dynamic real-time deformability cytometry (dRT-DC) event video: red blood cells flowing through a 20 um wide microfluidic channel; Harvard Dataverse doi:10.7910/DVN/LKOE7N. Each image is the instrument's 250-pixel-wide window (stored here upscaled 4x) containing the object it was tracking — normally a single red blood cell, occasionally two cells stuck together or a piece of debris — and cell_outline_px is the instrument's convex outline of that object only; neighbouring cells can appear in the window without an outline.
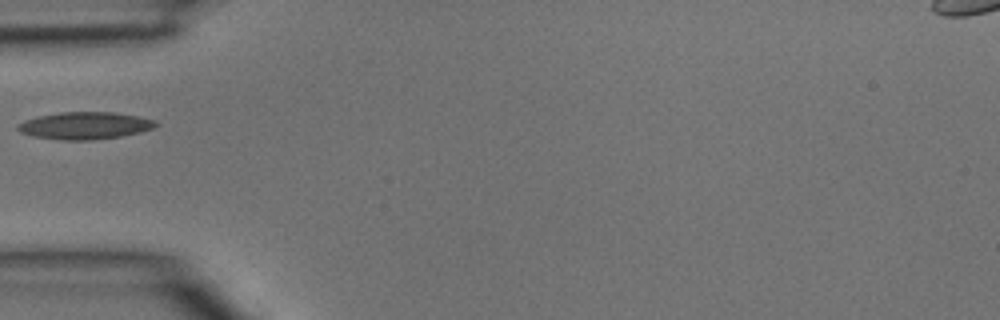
{"species": "common noctule bat (a hibernating species)", "species_latin": "Nyctalus noctula", "temperature_condition": "room temperature", "stored_images_in_passage": 1, "camera_frame_rate_fps": 3000, "um_per_image_px": 0.085, "animal": {"sex": "male", "body_mass_g": 15.6}, "frame": {"image": 1, "passage_image": 1, "time_ms": 0.0, "image_size_px": [1000, 320], "cell_outline_px": [[160, 124], [152, 128], [140, 132], [120, 136], [92, 140], [60, 140], [32, 136], [20, 132], [16, 128], [16, 124], [24, 120], [36, 116], [60, 112], [112, 112], [136, 116], [156, 120]], "centroid_in_image_um": [7.17, 10.67], "position_along_channel_um": 77.8, "area_um2": 22.02}}